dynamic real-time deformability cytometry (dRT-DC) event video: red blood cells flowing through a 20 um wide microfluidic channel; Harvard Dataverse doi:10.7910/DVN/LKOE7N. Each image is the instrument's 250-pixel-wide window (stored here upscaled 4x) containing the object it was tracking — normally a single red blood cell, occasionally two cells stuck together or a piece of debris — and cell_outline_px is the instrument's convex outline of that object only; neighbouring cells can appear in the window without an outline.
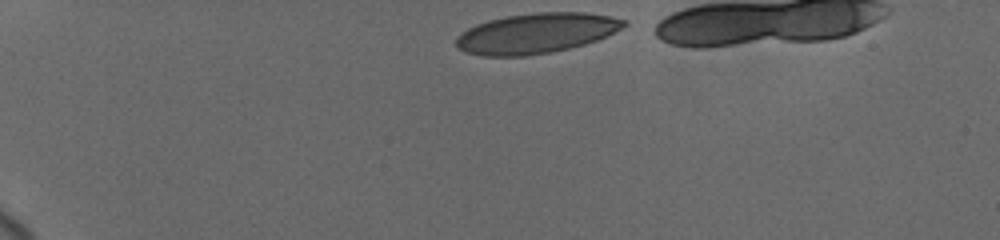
{"species": "human", "species_latin": "Homo sapiens", "temperature_condition": "cold", "stored_images_in_passage": 29, "camera_frame_rate_fps": 3000, "um_per_image_px": 0.085, "donor": {"sex": "female"}, "frame": {"image": 1, "passage_image": 1, "time_ms": 0.0, "image_size_px": [1000, 240], "cell_outline_px": [[628, 24], [596, 40], [584, 44], [552, 52], [524, 56], [484, 56], [468, 52], [460, 48], [456, 44], [456, 36], [460, 32], [476, 24], [488, 20], [504, 16], [536, 12], [584, 12], [608, 16], [624, 20]], "centroid_in_image_um": [45.52, 2.82], "position_along_channel_um": 39.5, "area_um2": 38.96}}
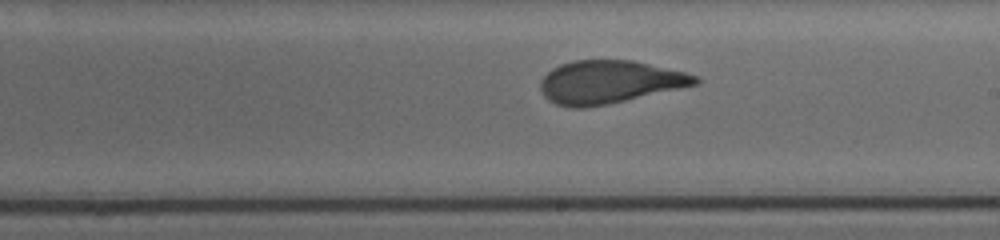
{"frame": {"image": 2, "passage_image": 17, "time_ms": 7.333, "image_size_px": [1000, 240], "cell_outline_px": [[700, 80], [696, 84], [608, 104], [580, 108], [572, 108], [556, 104], [548, 100], [544, 96], [540, 88], [540, 80], [552, 68], [560, 64], [572, 60], [632, 60], [684, 72], [696, 76]], "centroid_in_image_um": [51.72, 6.97], "position_along_channel_um": 237.3, "area_um2": 38.38}}
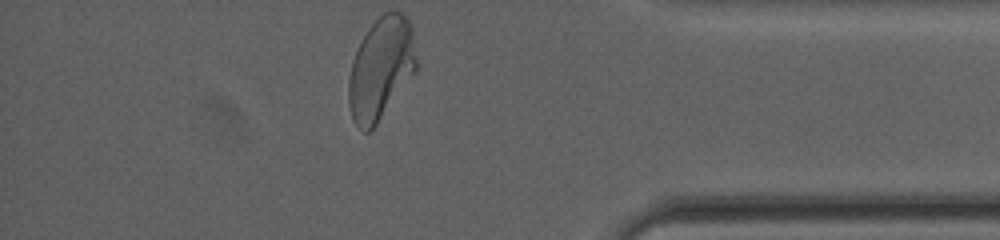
{"frame": {"image": 3, "passage_image": 28, "time_ms": 12.333, "image_size_px": [1000, 240], "cell_outline_px": [[420, 64], [416, 72], [376, 124], [368, 132], [364, 132], [352, 120], [348, 104], [348, 80], [352, 60], [368, 28], [384, 12], [400, 12], [408, 20], [412, 28]], "centroid_in_image_um": [32.41, 5.83], "position_along_channel_um": 402.8, "area_um2": 40.58}}